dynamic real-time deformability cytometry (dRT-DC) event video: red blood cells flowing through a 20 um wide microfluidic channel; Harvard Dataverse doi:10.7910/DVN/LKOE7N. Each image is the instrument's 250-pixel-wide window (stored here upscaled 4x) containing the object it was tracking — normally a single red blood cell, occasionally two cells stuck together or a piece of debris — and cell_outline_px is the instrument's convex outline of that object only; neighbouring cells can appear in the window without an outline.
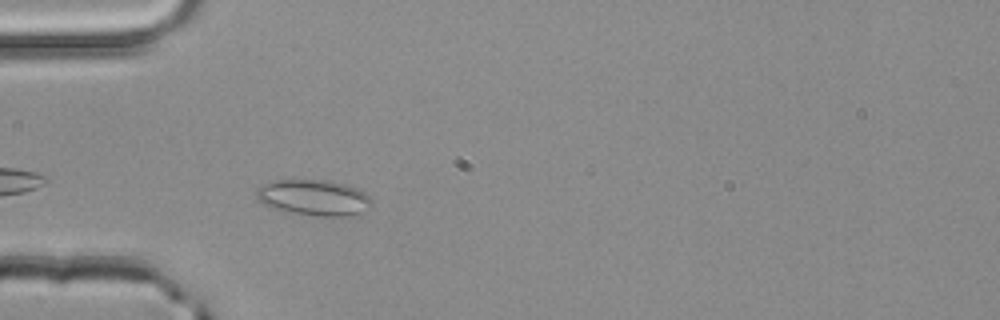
{"species": "common noctule bat (a hibernating species)", "species_latin": "Nyctalus noctula", "temperature_condition": "room temperature", "stored_images_in_passage": 15, "camera_frame_rate_fps": 3000, "um_per_image_px": 0.085, "animal": {"sex": "male", "body_mass_g": 20.4}, "frame": {"image": 1, "passage_image": 3, "time_ms": 0.667, "image_size_px": [1000, 320], "cell_outline_px": [[372, 208], [348, 216], [316, 216], [272, 208], [256, 200], [256, 188], [264, 184], [276, 180], [328, 180], [344, 184], [356, 188], [364, 192], [372, 200]], "centroid_in_image_um": [26.68, 16.79], "position_along_channel_um": 58.3, "area_um2": 24.04}}
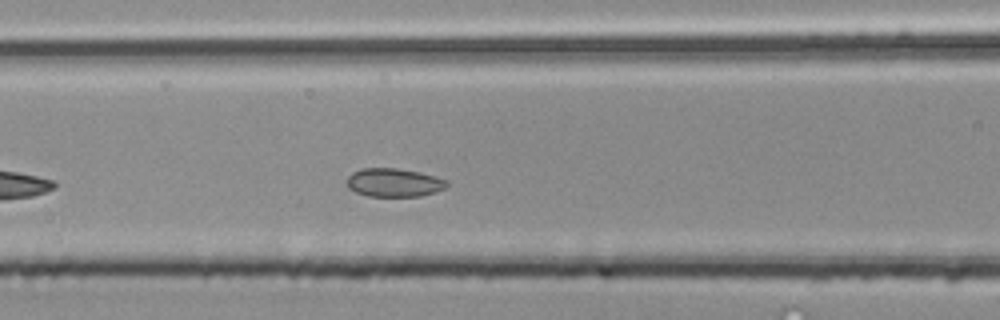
{"frame": {"image": 2, "passage_image": 9, "time_ms": 2.667, "image_size_px": [1000, 320], "cell_outline_px": [[448, 184], [444, 188], [436, 192], [420, 196], [368, 196], [356, 192], [348, 188], [348, 176], [352, 172], [360, 168], [396, 168], [420, 172], [436, 176], [448, 180]], "centroid_in_image_um": [33.5, 15.51], "position_along_channel_um": 133.1, "area_um2": 16.65}}
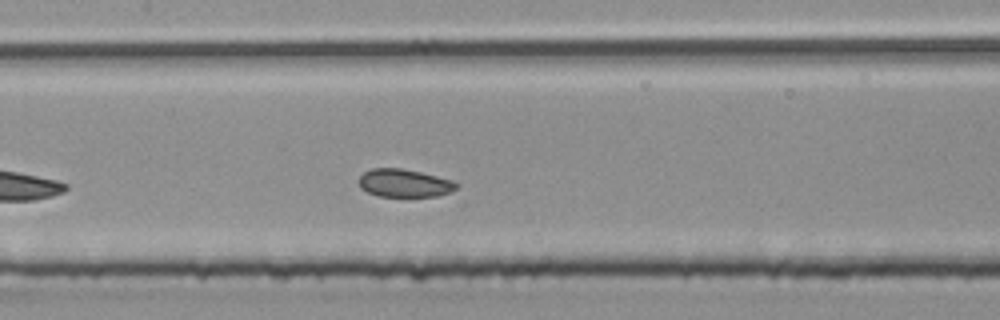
{"frame": {"image": 3, "passage_image": 12, "time_ms": 3.667, "image_size_px": [1000, 320], "cell_outline_px": [[460, 184], [452, 192], [436, 196], [376, 196], [360, 188], [360, 176], [364, 172], [372, 168], [400, 168], [420, 172], [452, 180]], "centroid_in_image_um": [34.38, 15.57], "position_along_channel_um": 173.0, "area_um2": 15.84}}